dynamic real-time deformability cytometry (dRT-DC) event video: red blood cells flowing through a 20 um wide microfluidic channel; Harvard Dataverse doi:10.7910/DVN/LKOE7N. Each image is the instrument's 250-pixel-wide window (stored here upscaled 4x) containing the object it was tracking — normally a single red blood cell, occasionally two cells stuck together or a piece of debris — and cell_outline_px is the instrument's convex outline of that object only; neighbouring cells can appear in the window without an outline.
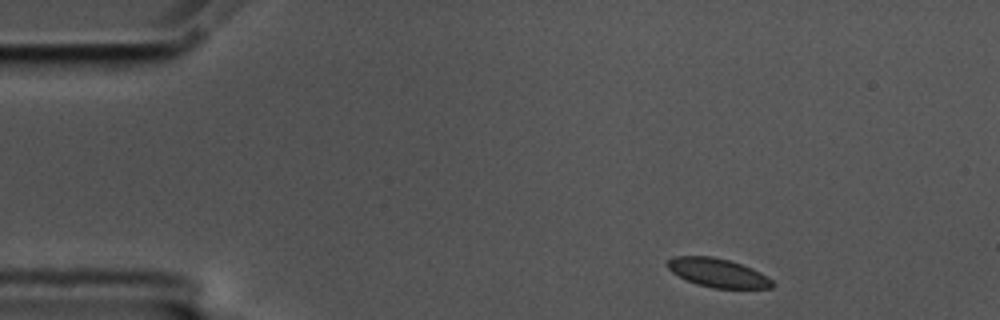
{"species": "common noctule bat (a hibernating species)", "species_latin": "Nyctalus noctula", "temperature_condition": "cold", "stored_images_in_passage": 8, "camera_frame_rate_fps": 3000, "um_per_image_px": 0.085, "animal": {"sex": "male", "body_mass_g": 17.5, "forearm_length_mm": 52.3}, "frame": {"image": 1, "passage_image": 1, "time_ms": 0.0, "image_size_px": [1000, 320], "cell_outline_px": [[776, 284], [772, 288], [712, 288], [696, 284], [672, 272], [668, 268], [668, 260], [672, 256], [712, 256], [728, 260], [752, 268], [760, 272], [772, 280]], "centroid_in_image_um": [61.03, 23.19], "position_along_channel_um": 24.0, "area_um2": 17.46}}
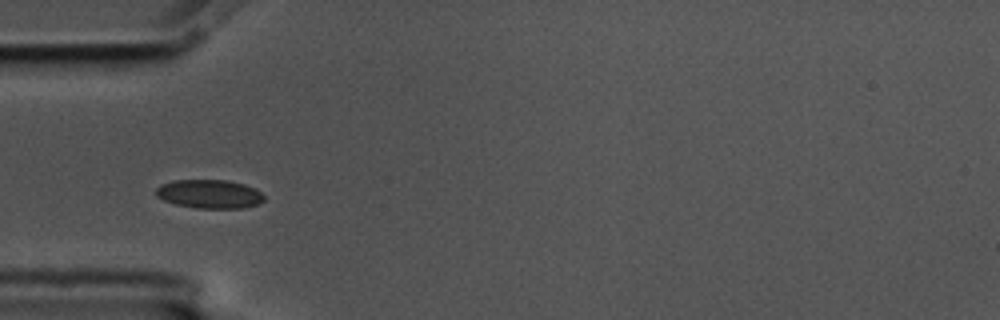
{"frame": {"image": 2, "passage_image": 4, "time_ms": 1.0, "image_size_px": [1000, 320], "cell_outline_px": [[264, 200], [260, 204], [244, 208], [196, 208], [176, 204], [164, 200], [156, 196], [156, 188], [160, 184], [172, 180], [228, 180], [244, 184], [260, 192], [264, 196]], "centroid_in_image_um": [17.79, 16.49], "position_along_channel_um": 67.2, "area_um2": 18.15}}